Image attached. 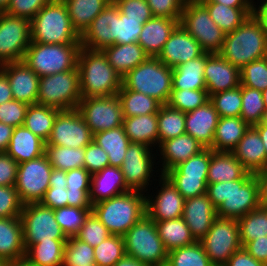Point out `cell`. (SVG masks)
<instances>
[{
  "label": "cell",
  "instance_id": "6da1fadb",
  "mask_svg": "<svg viewBox=\"0 0 267 266\" xmlns=\"http://www.w3.org/2000/svg\"><path fill=\"white\" fill-rule=\"evenodd\" d=\"M207 195L219 217L239 219L260 206L256 175L207 185Z\"/></svg>",
  "mask_w": 267,
  "mask_h": 266
},
{
  "label": "cell",
  "instance_id": "7a4b0ae2",
  "mask_svg": "<svg viewBox=\"0 0 267 266\" xmlns=\"http://www.w3.org/2000/svg\"><path fill=\"white\" fill-rule=\"evenodd\" d=\"M77 69L81 98L117 95L121 89L122 77L107 61L101 50L81 47Z\"/></svg>",
  "mask_w": 267,
  "mask_h": 266
},
{
  "label": "cell",
  "instance_id": "3957f363",
  "mask_svg": "<svg viewBox=\"0 0 267 266\" xmlns=\"http://www.w3.org/2000/svg\"><path fill=\"white\" fill-rule=\"evenodd\" d=\"M218 54L241 69L267 56V34L251 15L234 31L225 34Z\"/></svg>",
  "mask_w": 267,
  "mask_h": 266
},
{
  "label": "cell",
  "instance_id": "277c9868",
  "mask_svg": "<svg viewBox=\"0 0 267 266\" xmlns=\"http://www.w3.org/2000/svg\"><path fill=\"white\" fill-rule=\"evenodd\" d=\"M130 190L92 205V211L112 235H124L146 214V195Z\"/></svg>",
  "mask_w": 267,
  "mask_h": 266
},
{
  "label": "cell",
  "instance_id": "5b68a950",
  "mask_svg": "<svg viewBox=\"0 0 267 266\" xmlns=\"http://www.w3.org/2000/svg\"><path fill=\"white\" fill-rule=\"evenodd\" d=\"M31 42L45 44L81 43L80 35L72 27L63 0H51L30 21Z\"/></svg>",
  "mask_w": 267,
  "mask_h": 266
},
{
  "label": "cell",
  "instance_id": "8992f818",
  "mask_svg": "<svg viewBox=\"0 0 267 266\" xmlns=\"http://www.w3.org/2000/svg\"><path fill=\"white\" fill-rule=\"evenodd\" d=\"M173 69L157 57L149 56L122 78V86L128 90L140 92L167 104L172 86Z\"/></svg>",
  "mask_w": 267,
  "mask_h": 266
},
{
  "label": "cell",
  "instance_id": "52a82bcc",
  "mask_svg": "<svg viewBox=\"0 0 267 266\" xmlns=\"http://www.w3.org/2000/svg\"><path fill=\"white\" fill-rule=\"evenodd\" d=\"M81 43L45 44L31 42L24 61L39 77L78 70V55Z\"/></svg>",
  "mask_w": 267,
  "mask_h": 266
},
{
  "label": "cell",
  "instance_id": "ba28073f",
  "mask_svg": "<svg viewBox=\"0 0 267 266\" xmlns=\"http://www.w3.org/2000/svg\"><path fill=\"white\" fill-rule=\"evenodd\" d=\"M126 255L149 266H166L168 251L155 221L146 213L124 235Z\"/></svg>",
  "mask_w": 267,
  "mask_h": 266
},
{
  "label": "cell",
  "instance_id": "9c48e42d",
  "mask_svg": "<svg viewBox=\"0 0 267 266\" xmlns=\"http://www.w3.org/2000/svg\"><path fill=\"white\" fill-rule=\"evenodd\" d=\"M81 99L78 70L40 77L37 104L59 110H71L77 109Z\"/></svg>",
  "mask_w": 267,
  "mask_h": 266
},
{
  "label": "cell",
  "instance_id": "30bf717a",
  "mask_svg": "<svg viewBox=\"0 0 267 266\" xmlns=\"http://www.w3.org/2000/svg\"><path fill=\"white\" fill-rule=\"evenodd\" d=\"M210 157L211 148H204L164 173L185 200L207 193Z\"/></svg>",
  "mask_w": 267,
  "mask_h": 266
},
{
  "label": "cell",
  "instance_id": "8fae6325",
  "mask_svg": "<svg viewBox=\"0 0 267 266\" xmlns=\"http://www.w3.org/2000/svg\"><path fill=\"white\" fill-rule=\"evenodd\" d=\"M179 24L192 35L202 49L208 53H218L225 39L221 30L200 3H184Z\"/></svg>",
  "mask_w": 267,
  "mask_h": 266
},
{
  "label": "cell",
  "instance_id": "7c38bea8",
  "mask_svg": "<svg viewBox=\"0 0 267 266\" xmlns=\"http://www.w3.org/2000/svg\"><path fill=\"white\" fill-rule=\"evenodd\" d=\"M214 266H224L242 245L237 219L217 216L208 233L200 240Z\"/></svg>",
  "mask_w": 267,
  "mask_h": 266
},
{
  "label": "cell",
  "instance_id": "4fadbf2b",
  "mask_svg": "<svg viewBox=\"0 0 267 266\" xmlns=\"http://www.w3.org/2000/svg\"><path fill=\"white\" fill-rule=\"evenodd\" d=\"M23 225V243L25 250L40 241L67 239L56 222L54 209L39 203H28L21 212Z\"/></svg>",
  "mask_w": 267,
  "mask_h": 266
},
{
  "label": "cell",
  "instance_id": "5bb4252c",
  "mask_svg": "<svg viewBox=\"0 0 267 266\" xmlns=\"http://www.w3.org/2000/svg\"><path fill=\"white\" fill-rule=\"evenodd\" d=\"M53 167L46 154L29 161L19 163L15 188L21 202L39 203L47 189Z\"/></svg>",
  "mask_w": 267,
  "mask_h": 266
},
{
  "label": "cell",
  "instance_id": "9a60e30c",
  "mask_svg": "<svg viewBox=\"0 0 267 266\" xmlns=\"http://www.w3.org/2000/svg\"><path fill=\"white\" fill-rule=\"evenodd\" d=\"M77 110L93 135L123 124L122 106L117 95L82 98Z\"/></svg>",
  "mask_w": 267,
  "mask_h": 266
},
{
  "label": "cell",
  "instance_id": "2e32d148",
  "mask_svg": "<svg viewBox=\"0 0 267 266\" xmlns=\"http://www.w3.org/2000/svg\"><path fill=\"white\" fill-rule=\"evenodd\" d=\"M30 44V20L0 12V66L22 61Z\"/></svg>",
  "mask_w": 267,
  "mask_h": 266
},
{
  "label": "cell",
  "instance_id": "e0dca14e",
  "mask_svg": "<svg viewBox=\"0 0 267 266\" xmlns=\"http://www.w3.org/2000/svg\"><path fill=\"white\" fill-rule=\"evenodd\" d=\"M93 141V134L77 109L60 110L45 145L83 148Z\"/></svg>",
  "mask_w": 267,
  "mask_h": 266
},
{
  "label": "cell",
  "instance_id": "ac0fdd59",
  "mask_svg": "<svg viewBox=\"0 0 267 266\" xmlns=\"http://www.w3.org/2000/svg\"><path fill=\"white\" fill-rule=\"evenodd\" d=\"M149 146L142 143H130L120 169L126 185L135 191L148 190L150 178L153 176L154 154ZM153 161V162H152ZM146 190V191H145Z\"/></svg>",
  "mask_w": 267,
  "mask_h": 266
},
{
  "label": "cell",
  "instance_id": "d6986e66",
  "mask_svg": "<svg viewBox=\"0 0 267 266\" xmlns=\"http://www.w3.org/2000/svg\"><path fill=\"white\" fill-rule=\"evenodd\" d=\"M114 1L97 15L80 36L81 46L89 50H102L117 44V10Z\"/></svg>",
  "mask_w": 267,
  "mask_h": 266
},
{
  "label": "cell",
  "instance_id": "ffe728a7",
  "mask_svg": "<svg viewBox=\"0 0 267 266\" xmlns=\"http://www.w3.org/2000/svg\"><path fill=\"white\" fill-rule=\"evenodd\" d=\"M159 181L162 184L161 190L158 189L155 198L146 196V213L155 222L182 217L184 197L164 174L160 175Z\"/></svg>",
  "mask_w": 267,
  "mask_h": 266
},
{
  "label": "cell",
  "instance_id": "44dd1931",
  "mask_svg": "<svg viewBox=\"0 0 267 266\" xmlns=\"http://www.w3.org/2000/svg\"><path fill=\"white\" fill-rule=\"evenodd\" d=\"M204 53L199 42L179 24L165 42L157 58L173 69Z\"/></svg>",
  "mask_w": 267,
  "mask_h": 266
},
{
  "label": "cell",
  "instance_id": "7402d4cb",
  "mask_svg": "<svg viewBox=\"0 0 267 266\" xmlns=\"http://www.w3.org/2000/svg\"><path fill=\"white\" fill-rule=\"evenodd\" d=\"M0 70L7 76L14 100L37 104L40 77L24 61L3 64Z\"/></svg>",
  "mask_w": 267,
  "mask_h": 266
},
{
  "label": "cell",
  "instance_id": "603a6c76",
  "mask_svg": "<svg viewBox=\"0 0 267 266\" xmlns=\"http://www.w3.org/2000/svg\"><path fill=\"white\" fill-rule=\"evenodd\" d=\"M204 79L208 95L240 86V69L218 53H212L204 66Z\"/></svg>",
  "mask_w": 267,
  "mask_h": 266
},
{
  "label": "cell",
  "instance_id": "cb8c5ba5",
  "mask_svg": "<svg viewBox=\"0 0 267 266\" xmlns=\"http://www.w3.org/2000/svg\"><path fill=\"white\" fill-rule=\"evenodd\" d=\"M216 217V208L207 193L185 200L182 218L196 241L208 233Z\"/></svg>",
  "mask_w": 267,
  "mask_h": 266
},
{
  "label": "cell",
  "instance_id": "d4e9b609",
  "mask_svg": "<svg viewBox=\"0 0 267 266\" xmlns=\"http://www.w3.org/2000/svg\"><path fill=\"white\" fill-rule=\"evenodd\" d=\"M25 255L20 216L0 218V258L11 266H22Z\"/></svg>",
  "mask_w": 267,
  "mask_h": 266
},
{
  "label": "cell",
  "instance_id": "484cf974",
  "mask_svg": "<svg viewBox=\"0 0 267 266\" xmlns=\"http://www.w3.org/2000/svg\"><path fill=\"white\" fill-rule=\"evenodd\" d=\"M219 115L210 101L193 111L185 113L186 133L201 143L205 148L213 144Z\"/></svg>",
  "mask_w": 267,
  "mask_h": 266
},
{
  "label": "cell",
  "instance_id": "4316f807",
  "mask_svg": "<svg viewBox=\"0 0 267 266\" xmlns=\"http://www.w3.org/2000/svg\"><path fill=\"white\" fill-rule=\"evenodd\" d=\"M130 190L120 167L106 166L103 170L92 174L89 198L93 205Z\"/></svg>",
  "mask_w": 267,
  "mask_h": 266
},
{
  "label": "cell",
  "instance_id": "83f0119b",
  "mask_svg": "<svg viewBox=\"0 0 267 266\" xmlns=\"http://www.w3.org/2000/svg\"><path fill=\"white\" fill-rule=\"evenodd\" d=\"M232 153L248 172L255 174L266 170V148L253 126L245 132Z\"/></svg>",
  "mask_w": 267,
  "mask_h": 266
},
{
  "label": "cell",
  "instance_id": "f1b7e54d",
  "mask_svg": "<svg viewBox=\"0 0 267 266\" xmlns=\"http://www.w3.org/2000/svg\"><path fill=\"white\" fill-rule=\"evenodd\" d=\"M180 20L152 17L143 24L137 43L151 57H157Z\"/></svg>",
  "mask_w": 267,
  "mask_h": 266
},
{
  "label": "cell",
  "instance_id": "f546056e",
  "mask_svg": "<svg viewBox=\"0 0 267 266\" xmlns=\"http://www.w3.org/2000/svg\"><path fill=\"white\" fill-rule=\"evenodd\" d=\"M162 157L161 174L176 167L179 163L188 160L193 155L201 152L205 147L192 136L185 133L175 138L166 140L159 145Z\"/></svg>",
  "mask_w": 267,
  "mask_h": 266
},
{
  "label": "cell",
  "instance_id": "4dcf8cb0",
  "mask_svg": "<svg viewBox=\"0 0 267 266\" xmlns=\"http://www.w3.org/2000/svg\"><path fill=\"white\" fill-rule=\"evenodd\" d=\"M252 175L253 173L248 172L232 152L211 149L207 184L249 179Z\"/></svg>",
  "mask_w": 267,
  "mask_h": 266
},
{
  "label": "cell",
  "instance_id": "1f68e13d",
  "mask_svg": "<svg viewBox=\"0 0 267 266\" xmlns=\"http://www.w3.org/2000/svg\"><path fill=\"white\" fill-rule=\"evenodd\" d=\"M46 142L24 126L14 127L6 153L18 164L45 154Z\"/></svg>",
  "mask_w": 267,
  "mask_h": 266
},
{
  "label": "cell",
  "instance_id": "d6a6232c",
  "mask_svg": "<svg viewBox=\"0 0 267 266\" xmlns=\"http://www.w3.org/2000/svg\"><path fill=\"white\" fill-rule=\"evenodd\" d=\"M107 61L123 78L130 70L143 63L149 55L136 42L130 44H115L101 50Z\"/></svg>",
  "mask_w": 267,
  "mask_h": 266
},
{
  "label": "cell",
  "instance_id": "836d02e7",
  "mask_svg": "<svg viewBox=\"0 0 267 266\" xmlns=\"http://www.w3.org/2000/svg\"><path fill=\"white\" fill-rule=\"evenodd\" d=\"M212 53L205 52L196 59L189 60L173 68V89L206 90L204 66Z\"/></svg>",
  "mask_w": 267,
  "mask_h": 266
},
{
  "label": "cell",
  "instance_id": "e575fe53",
  "mask_svg": "<svg viewBox=\"0 0 267 266\" xmlns=\"http://www.w3.org/2000/svg\"><path fill=\"white\" fill-rule=\"evenodd\" d=\"M249 127L250 125L240 116L219 117L210 148L213 151L232 152Z\"/></svg>",
  "mask_w": 267,
  "mask_h": 266
},
{
  "label": "cell",
  "instance_id": "d590c367",
  "mask_svg": "<svg viewBox=\"0 0 267 266\" xmlns=\"http://www.w3.org/2000/svg\"><path fill=\"white\" fill-rule=\"evenodd\" d=\"M123 129L131 143H142L147 146H158L157 113L123 117Z\"/></svg>",
  "mask_w": 267,
  "mask_h": 266
},
{
  "label": "cell",
  "instance_id": "8d00e7d4",
  "mask_svg": "<svg viewBox=\"0 0 267 266\" xmlns=\"http://www.w3.org/2000/svg\"><path fill=\"white\" fill-rule=\"evenodd\" d=\"M67 239L40 241L26 250L22 266H62Z\"/></svg>",
  "mask_w": 267,
  "mask_h": 266
},
{
  "label": "cell",
  "instance_id": "74e56055",
  "mask_svg": "<svg viewBox=\"0 0 267 266\" xmlns=\"http://www.w3.org/2000/svg\"><path fill=\"white\" fill-rule=\"evenodd\" d=\"M67 6L72 27L81 36L113 0H63Z\"/></svg>",
  "mask_w": 267,
  "mask_h": 266
},
{
  "label": "cell",
  "instance_id": "f35d334b",
  "mask_svg": "<svg viewBox=\"0 0 267 266\" xmlns=\"http://www.w3.org/2000/svg\"><path fill=\"white\" fill-rule=\"evenodd\" d=\"M97 143L108 155L109 166L120 167L131 143L123 126L98 132L93 135Z\"/></svg>",
  "mask_w": 267,
  "mask_h": 266
},
{
  "label": "cell",
  "instance_id": "ab89813d",
  "mask_svg": "<svg viewBox=\"0 0 267 266\" xmlns=\"http://www.w3.org/2000/svg\"><path fill=\"white\" fill-rule=\"evenodd\" d=\"M159 237L165 249H172L191 245L196 242L191 230L182 217L155 222Z\"/></svg>",
  "mask_w": 267,
  "mask_h": 266
},
{
  "label": "cell",
  "instance_id": "60d3db41",
  "mask_svg": "<svg viewBox=\"0 0 267 266\" xmlns=\"http://www.w3.org/2000/svg\"><path fill=\"white\" fill-rule=\"evenodd\" d=\"M214 23L225 33L238 28L252 14V8H232L215 2H200Z\"/></svg>",
  "mask_w": 267,
  "mask_h": 266
},
{
  "label": "cell",
  "instance_id": "b9f144b4",
  "mask_svg": "<svg viewBox=\"0 0 267 266\" xmlns=\"http://www.w3.org/2000/svg\"><path fill=\"white\" fill-rule=\"evenodd\" d=\"M117 96L121 102L123 117L155 114L158 113L162 105L153 97L128 90L123 86H121Z\"/></svg>",
  "mask_w": 267,
  "mask_h": 266
},
{
  "label": "cell",
  "instance_id": "7bdbcfd3",
  "mask_svg": "<svg viewBox=\"0 0 267 266\" xmlns=\"http://www.w3.org/2000/svg\"><path fill=\"white\" fill-rule=\"evenodd\" d=\"M59 111V109L39 104L29 105L23 126L47 142Z\"/></svg>",
  "mask_w": 267,
  "mask_h": 266
},
{
  "label": "cell",
  "instance_id": "ee69618b",
  "mask_svg": "<svg viewBox=\"0 0 267 266\" xmlns=\"http://www.w3.org/2000/svg\"><path fill=\"white\" fill-rule=\"evenodd\" d=\"M158 145L162 142L185 134V113L167 104L161 105L158 113Z\"/></svg>",
  "mask_w": 267,
  "mask_h": 266
},
{
  "label": "cell",
  "instance_id": "f6af8a7d",
  "mask_svg": "<svg viewBox=\"0 0 267 266\" xmlns=\"http://www.w3.org/2000/svg\"><path fill=\"white\" fill-rule=\"evenodd\" d=\"M45 154L54 169L69 171L84 167L85 147L71 148L45 145Z\"/></svg>",
  "mask_w": 267,
  "mask_h": 266
},
{
  "label": "cell",
  "instance_id": "bcb514c9",
  "mask_svg": "<svg viewBox=\"0 0 267 266\" xmlns=\"http://www.w3.org/2000/svg\"><path fill=\"white\" fill-rule=\"evenodd\" d=\"M242 247L256 238L267 236V208L257 207L237 220Z\"/></svg>",
  "mask_w": 267,
  "mask_h": 266
},
{
  "label": "cell",
  "instance_id": "7dc6e473",
  "mask_svg": "<svg viewBox=\"0 0 267 266\" xmlns=\"http://www.w3.org/2000/svg\"><path fill=\"white\" fill-rule=\"evenodd\" d=\"M166 266H214L200 241L172 249L168 252Z\"/></svg>",
  "mask_w": 267,
  "mask_h": 266
},
{
  "label": "cell",
  "instance_id": "c3c4849f",
  "mask_svg": "<svg viewBox=\"0 0 267 266\" xmlns=\"http://www.w3.org/2000/svg\"><path fill=\"white\" fill-rule=\"evenodd\" d=\"M242 107L240 117L250 126L266 120L262 91L241 85Z\"/></svg>",
  "mask_w": 267,
  "mask_h": 266
},
{
  "label": "cell",
  "instance_id": "681fc988",
  "mask_svg": "<svg viewBox=\"0 0 267 266\" xmlns=\"http://www.w3.org/2000/svg\"><path fill=\"white\" fill-rule=\"evenodd\" d=\"M95 265L94 248L76 236L67 237L63 252L62 266Z\"/></svg>",
  "mask_w": 267,
  "mask_h": 266
},
{
  "label": "cell",
  "instance_id": "f907efd6",
  "mask_svg": "<svg viewBox=\"0 0 267 266\" xmlns=\"http://www.w3.org/2000/svg\"><path fill=\"white\" fill-rule=\"evenodd\" d=\"M125 255V243L122 235L111 234L94 247V259L97 266H114Z\"/></svg>",
  "mask_w": 267,
  "mask_h": 266
},
{
  "label": "cell",
  "instance_id": "816d5d0a",
  "mask_svg": "<svg viewBox=\"0 0 267 266\" xmlns=\"http://www.w3.org/2000/svg\"><path fill=\"white\" fill-rule=\"evenodd\" d=\"M92 208L65 206L54 209L56 222L66 237L76 236Z\"/></svg>",
  "mask_w": 267,
  "mask_h": 266
},
{
  "label": "cell",
  "instance_id": "f5cc1de1",
  "mask_svg": "<svg viewBox=\"0 0 267 266\" xmlns=\"http://www.w3.org/2000/svg\"><path fill=\"white\" fill-rule=\"evenodd\" d=\"M208 101L207 90L172 89L167 105L187 113L203 106Z\"/></svg>",
  "mask_w": 267,
  "mask_h": 266
},
{
  "label": "cell",
  "instance_id": "db71d44e",
  "mask_svg": "<svg viewBox=\"0 0 267 266\" xmlns=\"http://www.w3.org/2000/svg\"><path fill=\"white\" fill-rule=\"evenodd\" d=\"M209 101L218 112L219 117L240 116L242 107L241 85L230 90L209 96Z\"/></svg>",
  "mask_w": 267,
  "mask_h": 266
},
{
  "label": "cell",
  "instance_id": "11a10c76",
  "mask_svg": "<svg viewBox=\"0 0 267 266\" xmlns=\"http://www.w3.org/2000/svg\"><path fill=\"white\" fill-rule=\"evenodd\" d=\"M242 86L263 91L267 88V56L252 61L240 69Z\"/></svg>",
  "mask_w": 267,
  "mask_h": 266
},
{
  "label": "cell",
  "instance_id": "9f6ffc18",
  "mask_svg": "<svg viewBox=\"0 0 267 266\" xmlns=\"http://www.w3.org/2000/svg\"><path fill=\"white\" fill-rule=\"evenodd\" d=\"M110 235L109 230L101 223L94 212L91 211L76 237L94 248Z\"/></svg>",
  "mask_w": 267,
  "mask_h": 266
},
{
  "label": "cell",
  "instance_id": "6f0895ef",
  "mask_svg": "<svg viewBox=\"0 0 267 266\" xmlns=\"http://www.w3.org/2000/svg\"><path fill=\"white\" fill-rule=\"evenodd\" d=\"M143 23L133 20L117 10V44L136 43L142 31Z\"/></svg>",
  "mask_w": 267,
  "mask_h": 266
},
{
  "label": "cell",
  "instance_id": "680465c9",
  "mask_svg": "<svg viewBox=\"0 0 267 266\" xmlns=\"http://www.w3.org/2000/svg\"><path fill=\"white\" fill-rule=\"evenodd\" d=\"M23 206L15 186H0V218L21 216Z\"/></svg>",
  "mask_w": 267,
  "mask_h": 266
},
{
  "label": "cell",
  "instance_id": "91938a15",
  "mask_svg": "<svg viewBox=\"0 0 267 266\" xmlns=\"http://www.w3.org/2000/svg\"><path fill=\"white\" fill-rule=\"evenodd\" d=\"M28 106L14 99L0 104V122L13 127L23 126Z\"/></svg>",
  "mask_w": 267,
  "mask_h": 266
},
{
  "label": "cell",
  "instance_id": "94428289",
  "mask_svg": "<svg viewBox=\"0 0 267 266\" xmlns=\"http://www.w3.org/2000/svg\"><path fill=\"white\" fill-rule=\"evenodd\" d=\"M119 11L129 19L140 20L143 24L153 17L146 0H113Z\"/></svg>",
  "mask_w": 267,
  "mask_h": 266
},
{
  "label": "cell",
  "instance_id": "6125c7cd",
  "mask_svg": "<svg viewBox=\"0 0 267 266\" xmlns=\"http://www.w3.org/2000/svg\"><path fill=\"white\" fill-rule=\"evenodd\" d=\"M51 0H10L5 13L32 20L37 12Z\"/></svg>",
  "mask_w": 267,
  "mask_h": 266
},
{
  "label": "cell",
  "instance_id": "be15d7a7",
  "mask_svg": "<svg viewBox=\"0 0 267 266\" xmlns=\"http://www.w3.org/2000/svg\"><path fill=\"white\" fill-rule=\"evenodd\" d=\"M154 17L180 20L184 0H146Z\"/></svg>",
  "mask_w": 267,
  "mask_h": 266
},
{
  "label": "cell",
  "instance_id": "e7e4bbea",
  "mask_svg": "<svg viewBox=\"0 0 267 266\" xmlns=\"http://www.w3.org/2000/svg\"><path fill=\"white\" fill-rule=\"evenodd\" d=\"M109 166L107 153L92 141L85 147L84 168L92 175Z\"/></svg>",
  "mask_w": 267,
  "mask_h": 266
},
{
  "label": "cell",
  "instance_id": "03108f58",
  "mask_svg": "<svg viewBox=\"0 0 267 266\" xmlns=\"http://www.w3.org/2000/svg\"><path fill=\"white\" fill-rule=\"evenodd\" d=\"M66 185H49L40 203L51 209L68 206Z\"/></svg>",
  "mask_w": 267,
  "mask_h": 266
},
{
  "label": "cell",
  "instance_id": "003e7915",
  "mask_svg": "<svg viewBox=\"0 0 267 266\" xmlns=\"http://www.w3.org/2000/svg\"><path fill=\"white\" fill-rule=\"evenodd\" d=\"M18 165L6 152H0V186H15Z\"/></svg>",
  "mask_w": 267,
  "mask_h": 266
},
{
  "label": "cell",
  "instance_id": "a7ac6f4b",
  "mask_svg": "<svg viewBox=\"0 0 267 266\" xmlns=\"http://www.w3.org/2000/svg\"><path fill=\"white\" fill-rule=\"evenodd\" d=\"M91 174L84 168L66 171L67 190H90Z\"/></svg>",
  "mask_w": 267,
  "mask_h": 266
},
{
  "label": "cell",
  "instance_id": "89a4df30",
  "mask_svg": "<svg viewBox=\"0 0 267 266\" xmlns=\"http://www.w3.org/2000/svg\"><path fill=\"white\" fill-rule=\"evenodd\" d=\"M243 248L253 258L267 265V236L250 241Z\"/></svg>",
  "mask_w": 267,
  "mask_h": 266
},
{
  "label": "cell",
  "instance_id": "2644e50d",
  "mask_svg": "<svg viewBox=\"0 0 267 266\" xmlns=\"http://www.w3.org/2000/svg\"><path fill=\"white\" fill-rule=\"evenodd\" d=\"M224 266H267L253 258L243 247L235 251Z\"/></svg>",
  "mask_w": 267,
  "mask_h": 266
},
{
  "label": "cell",
  "instance_id": "8c879c8a",
  "mask_svg": "<svg viewBox=\"0 0 267 266\" xmlns=\"http://www.w3.org/2000/svg\"><path fill=\"white\" fill-rule=\"evenodd\" d=\"M89 192L90 190H67L68 206L78 208H92Z\"/></svg>",
  "mask_w": 267,
  "mask_h": 266
},
{
  "label": "cell",
  "instance_id": "753ad0ef",
  "mask_svg": "<svg viewBox=\"0 0 267 266\" xmlns=\"http://www.w3.org/2000/svg\"><path fill=\"white\" fill-rule=\"evenodd\" d=\"M252 5V16L259 23L261 29L267 34V0L261 1V5Z\"/></svg>",
  "mask_w": 267,
  "mask_h": 266
},
{
  "label": "cell",
  "instance_id": "34e18365",
  "mask_svg": "<svg viewBox=\"0 0 267 266\" xmlns=\"http://www.w3.org/2000/svg\"><path fill=\"white\" fill-rule=\"evenodd\" d=\"M259 185V203L267 208V169L255 173Z\"/></svg>",
  "mask_w": 267,
  "mask_h": 266
},
{
  "label": "cell",
  "instance_id": "11e5206c",
  "mask_svg": "<svg viewBox=\"0 0 267 266\" xmlns=\"http://www.w3.org/2000/svg\"><path fill=\"white\" fill-rule=\"evenodd\" d=\"M13 130V126L0 122V152L7 151Z\"/></svg>",
  "mask_w": 267,
  "mask_h": 266
},
{
  "label": "cell",
  "instance_id": "2a66077c",
  "mask_svg": "<svg viewBox=\"0 0 267 266\" xmlns=\"http://www.w3.org/2000/svg\"><path fill=\"white\" fill-rule=\"evenodd\" d=\"M13 100L7 76L0 70V104Z\"/></svg>",
  "mask_w": 267,
  "mask_h": 266
},
{
  "label": "cell",
  "instance_id": "b9fcfbb0",
  "mask_svg": "<svg viewBox=\"0 0 267 266\" xmlns=\"http://www.w3.org/2000/svg\"><path fill=\"white\" fill-rule=\"evenodd\" d=\"M202 2H215L232 8H252L253 0H203Z\"/></svg>",
  "mask_w": 267,
  "mask_h": 266
},
{
  "label": "cell",
  "instance_id": "09005b40",
  "mask_svg": "<svg viewBox=\"0 0 267 266\" xmlns=\"http://www.w3.org/2000/svg\"><path fill=\"white\" fill-rule=\"evenodd\" d=\"M49 185H67L66 171L53 168Z\"/></svg>",
  "mask_w": 267,
  "mask_h": 266
},
{
  "label": "cell",
  "instance_id": "979ff035",
  "mask_svg": "<svg viewBox=\"0 0 267 266\" xmlns=\"http://www.w3.org/2000/svg\"><path fill=\"white\" fill-rule=\"evenodd\" d=\"M253 127L258 131L264 147L266 148V169H267V119L263 120L261 123L253 125Z\"/></svg>",
  "mask_w": 267,
  "mask_h": 266
},
{
  "label": "cell",
  "instance_id": "deb4b68c",
  "mask_svg": "<svg viewBox=\"0 0 267 266\" xmlns=\"http://www.w3.org/2000/svg\"><path fill=\"white\" fill-rule=\"evenodd\" d=\"M114 266H149L145 263H142L141 261H138L137 259L130 257L128 255H125L123 258L118 260Z\"/></svg>",
  "mask_w": 267,
  "mask_h": 266
},
{
  "label": "cell",
  "instance_id": "67dfc351",
  "mask_svg": "<svg viewBox=\"0 0 267 266\" xmlns=\"http://www.w3.org/2000/svg\"><path fill=\"white\" fill-rule=\"evenodd\" d=\"M10 0H0V12H5Z\"/></svg>",
  "mask_w": 267,
  "mask_h": 266
},
{
  "label": "cell",
  "instance_id": "b62a3aed",
  "mask_svg": "<svg viewBox=\"0 0 267 266\" xmlns=\"http://www.w3.org/2000/svg\"><path fill=\"white\" fill-rule=\"evenodd\" d=\"M263 94V102L265 104V111H266V117H267V88L262 91Z\"/></svg>",
  "mask_w": 267,
  "mask_h": 266
},
{
  "label": "cell",
  "instance_id": "603ad722",
  "mask_svg": "<svg viewBox=\"0 0 267 266\" xmlns=\"http://www.w3.org/2000/svg\"><path fill=\"white\" fill-rule=\"evenodd\" d=\"M0 266H11V265L4 259L0 258Z\"/></svg>",
  "mask_w": 267,
  "mask_h": 266
},
{
  "label": "cell",
  "instance_id": "5803f987",
  "mask_svg": "<svg viewBox=\"0 0 267 266\" xmlns=\"http://www.w3.org/2000/svg\"><path fill=\"white\" fill-rule=\"evenodd\" d=\"M203 0H184L185 3H196V2H202Z\"/></svg>",
  "mask_w": 267,
  "mask_h": 266
}]
</instances>
